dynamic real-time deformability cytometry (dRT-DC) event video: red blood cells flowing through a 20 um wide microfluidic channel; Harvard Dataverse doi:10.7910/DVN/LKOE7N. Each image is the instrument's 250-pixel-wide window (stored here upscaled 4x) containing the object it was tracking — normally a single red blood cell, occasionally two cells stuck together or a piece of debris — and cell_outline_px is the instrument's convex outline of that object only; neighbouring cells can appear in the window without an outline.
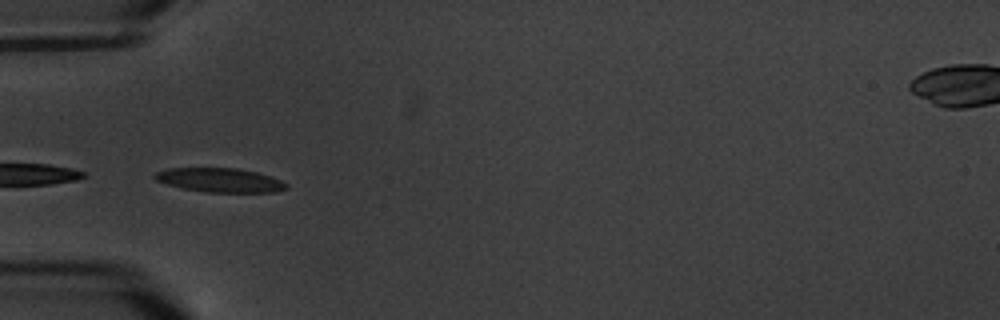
{"species": "common noctule bat (a hibernating species)", "species_latin": "Nyctalus noctula", "temperature_condition": "warm", "stored_images_in_passage": 10, "camera_frame_rate_fps": 3000, "um_per_image_px": 0.085, "animal": {"sex": "male", "body_mass_g": 20.1, "forearm_length_mm": 53.5}, "frame": {"image": 1, "passage_image": 6, "time_ms": 5.667, "image_size_px": [1000, 320], "cell_outline_px": [[288, 188], [276, 192], [208, 192], [184, 188], [168, 184], [156, 180], [152, 176], [156, 172], [168, 168], [236, 168], [256, 172], [280, 180], [288, 184]], "centroid_in_image_um": [18.7, 15.31], "position_along_channel_um": 66.3, "area_um2": 18.26}}